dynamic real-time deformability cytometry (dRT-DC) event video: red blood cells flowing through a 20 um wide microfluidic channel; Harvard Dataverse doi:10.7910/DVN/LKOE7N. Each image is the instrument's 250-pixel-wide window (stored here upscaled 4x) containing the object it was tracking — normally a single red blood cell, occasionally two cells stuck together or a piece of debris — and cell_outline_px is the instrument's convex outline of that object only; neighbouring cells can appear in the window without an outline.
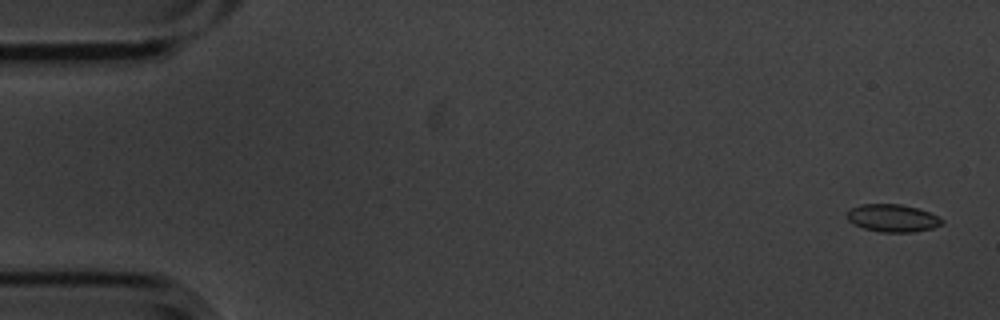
{"species": "common noctule bat (a hibernating species)", "species_latin": "Nyctalus noctula", "temperature_condition": "cold", "stored_images_in_passage": 9, "camera_frame_rate_fps": 3000, "um_per_image_px": 0.085, "animal": {"sex": "male", "body_mass_g": 20.1, "forearm_length_mm": 53.5}, "frame": {"image": 1, "passage_image": 1, "time_ms": 0.0, "image_size_px": [1000, 320], "cell_outline_px": [[944, 224], [932, 228], [916, 232], [880, 232], [864, 228], [848, 220], [848, 212], [852, 208], [860, 204], [900, 204], [916, 208], [928, 212], [944, 220]], "centroid_in_image_um": [75.9, 18.54], "position_along_channel_um": 9.1, "area_um2": 15.09}}